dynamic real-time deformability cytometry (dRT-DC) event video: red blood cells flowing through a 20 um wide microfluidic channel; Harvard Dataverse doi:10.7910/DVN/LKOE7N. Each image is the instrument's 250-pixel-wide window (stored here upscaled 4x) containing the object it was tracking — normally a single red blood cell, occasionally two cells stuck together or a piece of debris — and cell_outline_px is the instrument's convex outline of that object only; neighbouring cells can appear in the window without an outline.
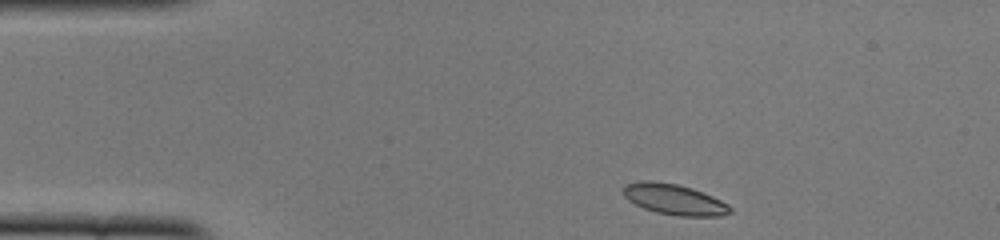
{"species": "common noctule bat (a hibernating species)", "species_latin": "Nyctalus noctula", "temperature_condition": "cold", "stored_images_in_passage": 44, "camera_frame_rate_fps": 3000, "um_per_image_px": 0.085, "animal": {"sex": "female", "body_mass_g": 22.0, "forearm_length_mm": 56.7}, "frame": {"image": 1, "passage_image": 1, "time_ms": 0.0, "image_size_px": [1000, 240], "cell_outline_px": [[732, 212], [720, 216], [680, 216], [656, 212], [644, 208], [628, 200], [624, 196], [624, 184], [644, 180], [648, 180], [676, 184], [692, 188], [712, 196], [728, 204], [732, 208]], "centroid_in_image_um": [57.32, 16.95], "position_along_channel_um": 27.7, "area_um2": 18.96}}
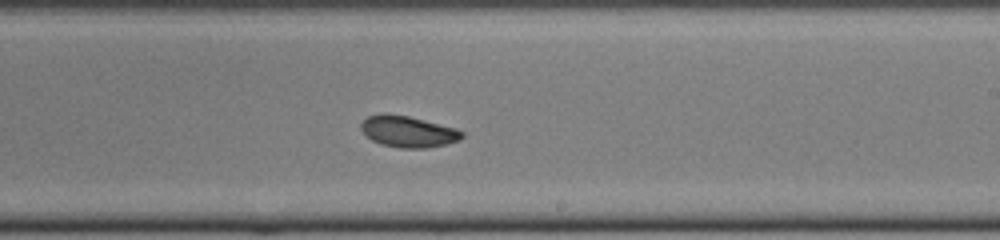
{"frame": {"image": 2, "passage_image": 23, "time_ms": 7.333, "image_size_px": [1000, 240], "cell_outline_px": [[464, 136], [460, 140], [428, 148], [400, 148], [380, 144], [372, 140], [360, 128], [360, 124], [368, 116], [384, 112], [408, 116], [456, 128], [464, 132]], "centroid_in_image_um": [34.68, 11.18], "position_along_channel_um": 254.3, "area_um2": 18.44}}
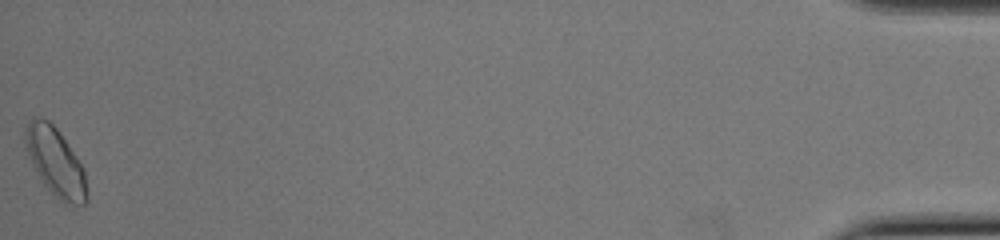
{"frame": {"image": 3, "passage_image": 44, "time_ms": 14.333, "image_size_px": [1000, 240], "cell_outline_px": [[88, 200], [84, 204], [64, 204], [44, 184], [32, 164], [24, 140], [24, 128], [32, 116], [40, 116], [48, 120], [56, 128], [80, 164], [84, 172], [88, 192]], "centroid_in_image_um": [4.69, 13.75], "position_along_channel_um": 430.5, "area_um2": 24.04}, "authors_computed_cell_mechanics": {"area_um2": 18.6405, "velocity_mm_per_s": 3.8735, "shape_relaxation_time_tau1_ms": 4.3074, "shape_relaxation_time_tau2_ms": 1.3398, "deformation_change_tau1": 0.1268, "deformation_change_tau2": 0.0597}}